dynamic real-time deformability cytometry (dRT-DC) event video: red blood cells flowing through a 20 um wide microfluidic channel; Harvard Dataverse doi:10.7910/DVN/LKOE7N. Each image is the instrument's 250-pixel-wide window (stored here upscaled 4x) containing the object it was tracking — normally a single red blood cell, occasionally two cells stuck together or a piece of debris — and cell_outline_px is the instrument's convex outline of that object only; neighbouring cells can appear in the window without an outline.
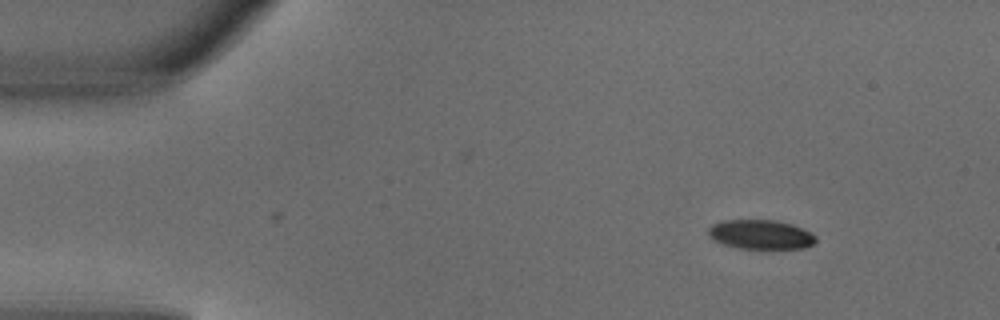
{"species": "common noctule bat (a hibernating species)", "species_latin": "Nyctalus noctula", "temperature_condition": "warm", "stored_images_in_passage": 2, "camera_frame_rate_fps": 3000, "um_per_image_px": 0.085, "animal": {"sex": "male", "body_mass_g": 18.8}, "frame": {"image": 1, "passage_image": 2, "time_ms": 0.333, "image_size_px": [1000, 320], "cell_outline_px": [[816, 240], [812, 244], [804, 248], [740, 248], [724, 244], [712, 240], [708, 236], [708, 228], [712, 224], [720, 220], [776, 220], [792, 224], [816, 236]], "centroid_in_image_um": [64.6, 19.92], "position_along_channel_um": 20.4, "area_um2": 18.26}}